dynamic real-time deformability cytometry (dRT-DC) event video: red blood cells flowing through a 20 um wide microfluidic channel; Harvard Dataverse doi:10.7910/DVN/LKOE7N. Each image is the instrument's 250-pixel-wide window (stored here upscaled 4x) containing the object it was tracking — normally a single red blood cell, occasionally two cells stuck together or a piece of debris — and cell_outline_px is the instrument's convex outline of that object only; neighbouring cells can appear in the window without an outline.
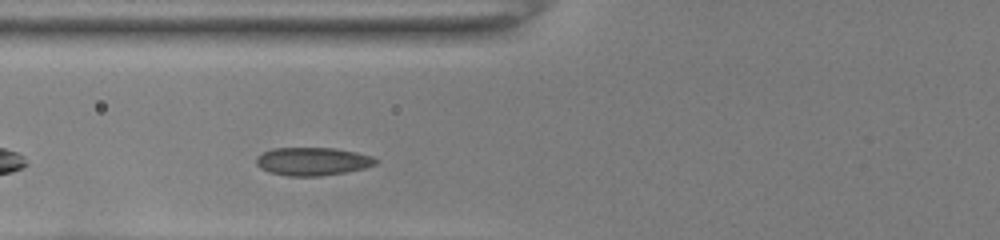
{"species": "common noctule bat (a hibernating species)", "species_latin": "Nyctalus noctula", "temperature_condition": "room temperature", "stored_images_in_passage": 29, "camera_frame_rate_fps": 3000, "um_per_image_px": 0.085, "animal": {"sex": "female", "body_mass_g": 22.0, "forearm_length_mm": 56.7}, "frame": {"image": 1, "passage_image": 4, "time_ms": 1.0, "image_size_px": [1000, 240], "cell_outline_px": [[380, 160], [376, 164], [364, 168], [344, 172], [320, 176], [288, 176], [268, 172], [260, 168], [256, 164], [256, 156], [272, 148], [332, 148], [356, 152]], "centroid_in_image_um": [26.53, 13.72], "position_along_channel_um": 99.3, "area_um2": 19.48}}
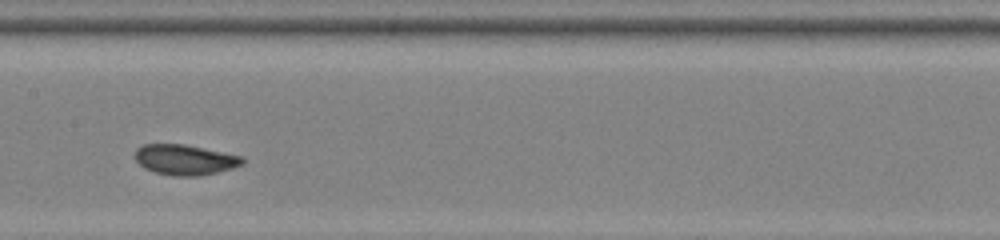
{"frame": {"image": 2, "passage_image": 11, "time_ms": 3.333, "image_size_px": [1000, 240], "cell_outline_px": [[244, 164], [232, 168], [216, 172], [196, 176], [172, 176], [156, 172], [144, 168], [136, 160], [136, 148], [144, 144], [184, 144], [244, 156]], "centroid_in_image_um": [15.74, 13.57], "position_along_channel_um": 191.7, "area_um2": 18.96}}
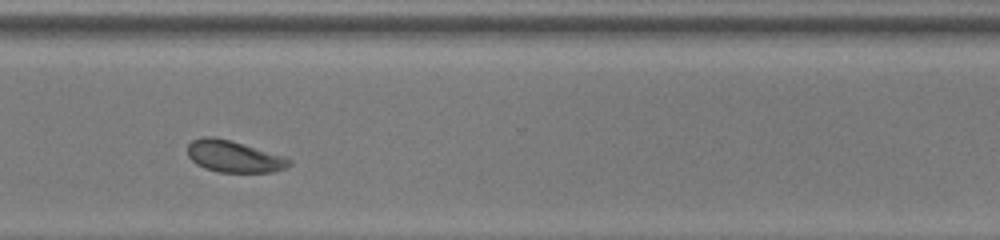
{"frame": {"image": 3, "passage_image": 23, "time_ms": 7.333, "image_size_px": [1000, 240], "cell_outline_px": [[292, 164], [284, 168], [272, 172], [220, 172], [204, 168], [196, 164], [188, 156], [188, 144], [192, 140], [200, 136], [216, 136], [232, 140], [284, 156], [292, 160]], "centroid_in_image_um": [19.86, 13.28], "position_along_channel_um": 350.7, "area_um2": 18.96}, "authors_computed_cell_mechanics": {"area_um2": 18.9584, "velocity_mm_per_s": 3.9633, "shape_relaxation_time_tau1_ms": 2.2827, "shape_relaxation_time_tau2_ms": null, "deformation_change_tau1": 0.0639, "deformation_change_tau2": null}}